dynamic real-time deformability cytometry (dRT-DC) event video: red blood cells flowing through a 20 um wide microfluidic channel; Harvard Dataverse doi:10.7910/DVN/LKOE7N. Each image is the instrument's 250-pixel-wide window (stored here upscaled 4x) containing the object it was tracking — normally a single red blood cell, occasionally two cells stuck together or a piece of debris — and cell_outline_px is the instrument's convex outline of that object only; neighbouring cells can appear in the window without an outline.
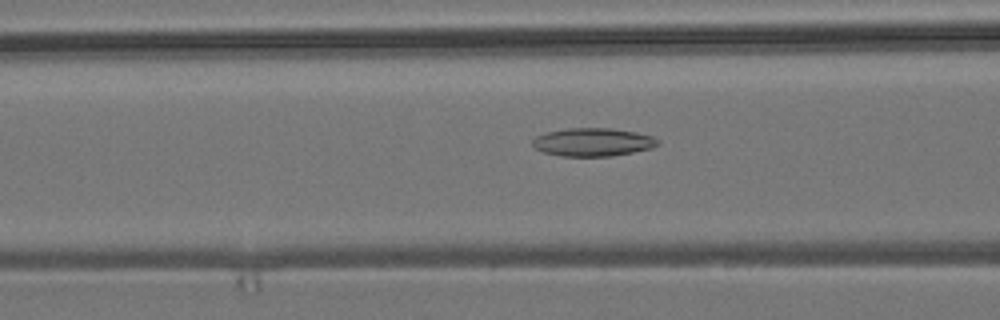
{"species": "common noctule bat (a hibernating species)", "species_latin": "Nyctalus noctula", "temperature_condition": "room temperature", "stored_images_in_passage": 54, "camera_frame_rate_fps": 3000, "um_per_image_px": 0.085, "animal": {"sex": "male", "body_mass_g": 19.2, "forearm_length_mm": 51.8}, "frame": {"image": 1, "passage_image": 21, "time_ms": 6.667, "image_size_px": [1000, 320], "cell_outline_px": [[660, 144], [652, 148], [612, 156], [560, 156], [544, 152], [536, 148], [532, 144], [532, 140], [536, 136], [548, 132], [568, 128], [612, 128], [636, 132], [652, 136], [660, 140]], "centroid_in_image_um": [50.42, 12.08], "position_along_channel_um": 116.2, "area_um2": 20.58}}
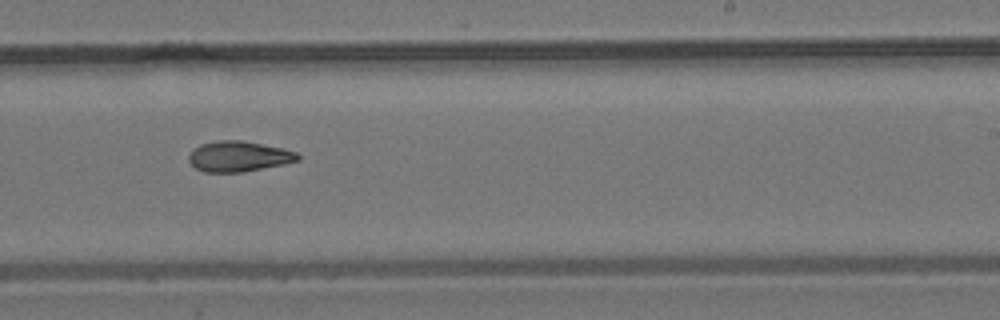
{"frame": {"image": 2, "passage_image": 33, "time_ms": 10.667, "image_size_px": [1000, 320], "cell_outline_px": [[300, 160], [284, 164], [244, 172], [204, 172], [196, 168], [188, 160], [188, 156], [192, 148], [200, 144], [216, 140], [244, 140], [280, 148], [296, 152], [300, 156]], "centroid_in_image_um": [20.26, 13.29], "position_along_channel_um": 268.7, "area_um2": 19.48}}
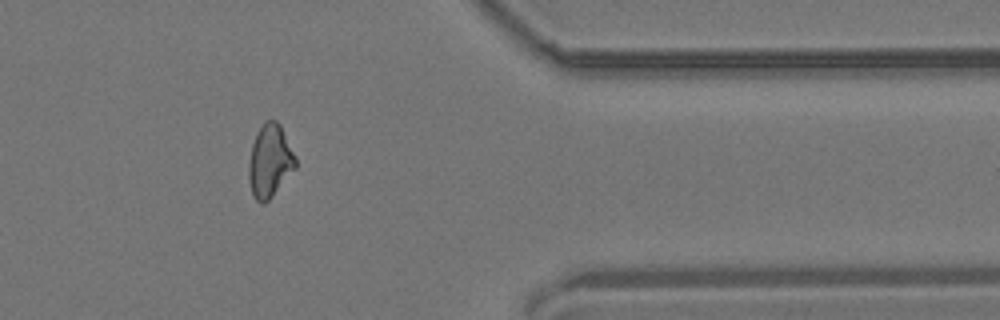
{"frame": {"image": 3, "passage_image": 44, "time_ms": 14.333, "image_size_px": [1000, 320], "cell_outline_px": [[296, 168], [272, 196], [264, 204], [260, 204], [256, 200], [252, 192], [248, 180], [248, 164], [252, 144], [256, 132], [264, 120], [276, 120], [280, 124], [296, 156]], "centroid_in_image_um": [22.93, 13.67], "position_along_channel_um": 388.5, "area_um2": 20.06}}